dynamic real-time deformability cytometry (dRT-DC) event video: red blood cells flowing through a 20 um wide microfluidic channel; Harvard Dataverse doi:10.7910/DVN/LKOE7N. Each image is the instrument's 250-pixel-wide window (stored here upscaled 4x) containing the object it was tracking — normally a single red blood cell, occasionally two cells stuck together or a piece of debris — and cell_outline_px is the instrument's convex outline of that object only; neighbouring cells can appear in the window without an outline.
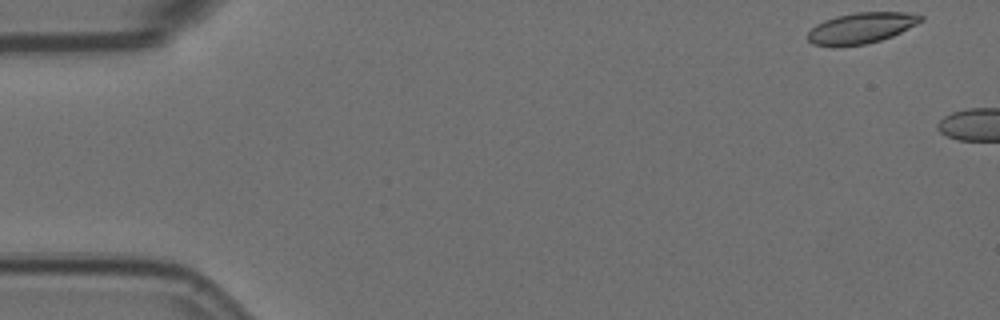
{"species": "Egyptian fruit bat (a non-hibernating species)", "species_latin": "Rousettus aegyptiacus", "temperature_condition": "room temperature", "stored_images_in_passage": 5, "camera_frame_rate_fps": 3000, "um_per_image_px": 0.085, "animal": {"sex": "female"}, "frame": {"image": 1, "passage_image": 1, "time_ms": 0.0, "image_size_px": [1000, 320], "cell_outline_px": [[924, 20], [892, 36], [880, 40], [864, 44], [836, 48], [832, 48], [812, 44], [808, 40], [808, 32], [816, 24], [824, 20], [836, 16], [856, 12], [904, 12], [924, 16]], "centroid_in_image_um": [73.15, 2.4], "position_along_channel_um": 11.8, "area_um2": 20.52}}